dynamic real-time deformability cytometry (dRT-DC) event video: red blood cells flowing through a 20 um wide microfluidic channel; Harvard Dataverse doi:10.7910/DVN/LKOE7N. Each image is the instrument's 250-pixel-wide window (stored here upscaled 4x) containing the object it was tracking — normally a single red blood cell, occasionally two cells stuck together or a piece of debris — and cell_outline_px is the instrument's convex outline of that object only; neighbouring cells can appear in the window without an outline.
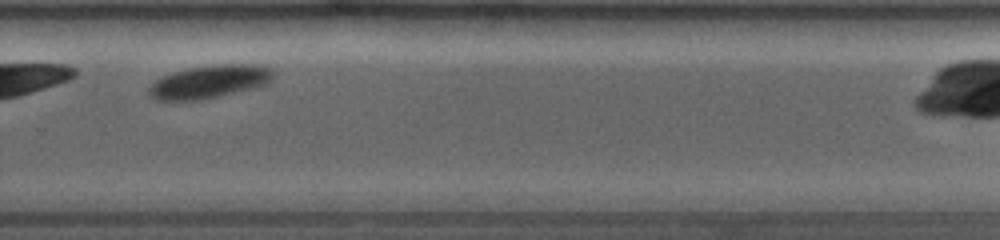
{"species": "common noctule bat (a hibernating species)", "species_latin": "Nyctalus noctula", "temperature_condition": "room temperature", "stored_images_in_passage": 19, "camera_frame_rate_fps": 4000, "um_per_image_px": 0.085, "animal": {"sex": "female", "body_mass_g": 19.0, "forearm_length_mm": 53.3}, "frame": {"image": 1, "passage_image": 14, "time_ms": 6.5, "image_size_px": [1000, 240], "cell_outline_px": [[276, 72], [272, 80], [268, 84], [252, 88], [200, 100], [156, 100], [148, 92], [148, 88], [156, 80], [172, 72], [192, 68], [216, 64], [256, 64], [272, 68]], "centroid_in_image_um": [17.87, 6.93], "position_along_channel_um": 311.9, "area_um2": 23.81}}
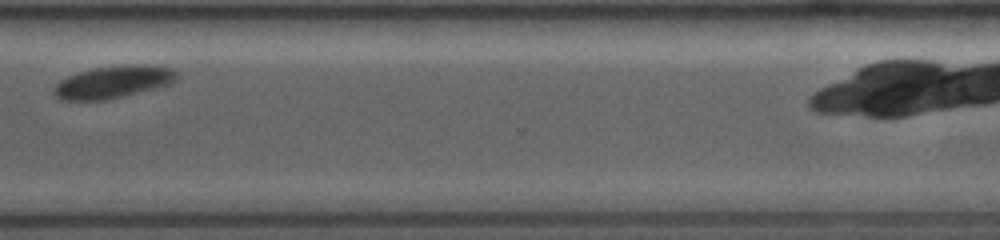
{"frame": {"image": 2, "passage_image": 16, "time_ms": 7.75, "image_size_px": [1000, 240], "cell_outline_px": [[180, 76], [172, 84], [156, 88], [104, 100], [60, 100], [52, 92], [52, 88], [60, 80], [68, 76], [80, 72], [96, 68], [132, 64], [144, 64], [172, 68]], "centroid_in_image_um": [9.64, 6.97], "position_along_channel_um": 361.0, "area_um2": 23.12}}
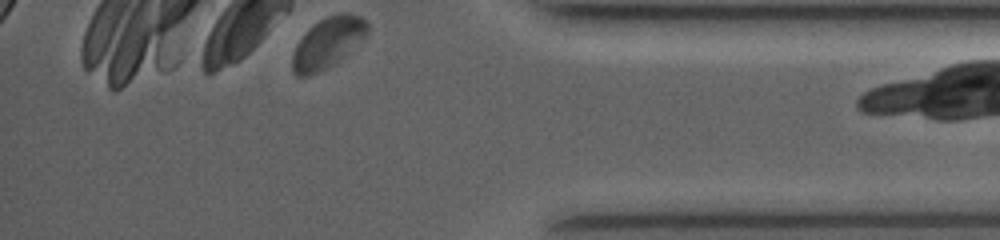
{"frame": {"image": 3, "passage_image": 19, "time_ms": 9.25, "image_size_px": [1000, 240], "cell_outline_px": [[368, 36], [336, 64], [308, 76], [296, 76], [292, 72], [292, 56], [296, 44], [308, 28], [320, 20], [328, 16], [340, 12], [348, 12], [360, 16], [368, 24]], "centroid_in_image_um": [27.88, 3.64], "position_along_channel_um": 407.3, "area_um2": 22.48}}